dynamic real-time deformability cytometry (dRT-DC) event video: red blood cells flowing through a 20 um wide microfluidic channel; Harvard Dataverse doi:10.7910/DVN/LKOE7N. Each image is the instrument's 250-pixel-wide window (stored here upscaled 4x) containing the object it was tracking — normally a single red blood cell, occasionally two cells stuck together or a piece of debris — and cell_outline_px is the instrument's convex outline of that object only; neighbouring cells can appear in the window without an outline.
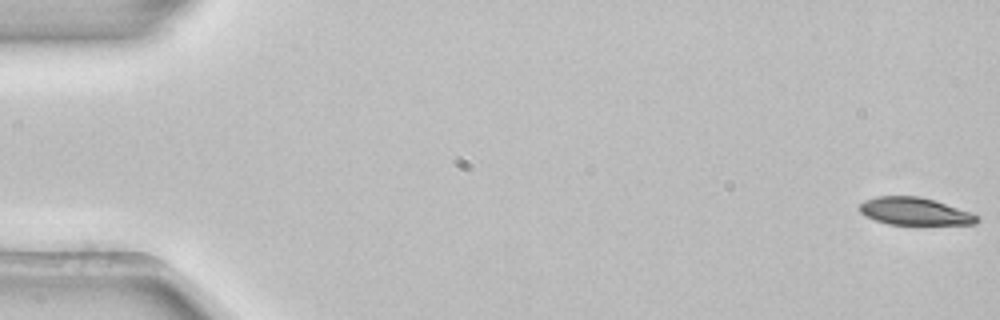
{"species": "common noctule bat (a hibernating species)", "species_latin": "Nyctalus noctula", "temperature_condition": "room temperature", "stored_images_in_passage": 52, "camera_frame_rate_fps": 3000, "um_per_image_px": 0.085, "animal": {"sex": "female", "body_mass_g": 22.7, "forearm_length_mm": 54.2}, "frame": {"image": 1, "passage_image": 1, "time_ms": 0.0, "image_size_px": [1000, 320], "cell_outline_px": [[980, 220], [976, 224], [888, 224], [864, 216], [860, 212], [860, 204], [864, 200], [876, 196], [920, 196], [936, 200], [972, 212], [980, 216]], "centroid_in_image_um": [77.78, 17.95], "position_along_channel_um": 7.2, "area_um2": 19.02}}
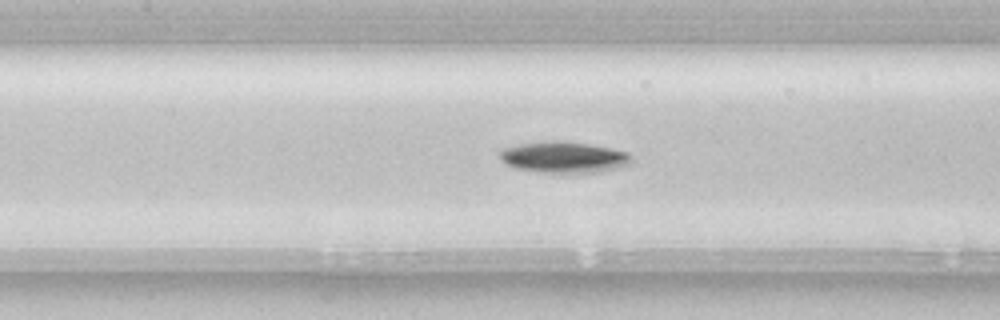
{"frame": {"image": 2, "passage_image": 25, "time_ms": 8.0, "image_size_px": [1000, 320], "cell_outline_px": [[632, 164], [600, 172], [536, 172], [516, 168], [500, 160], [500, 152], [504, 148], [520, 144], [588, 144], [612, 148], [628, 152], [632, 156]], "centroid_in_image_um": [48.0, 13.42], "position_along_channel_um": 159.4, "area_um2": 22.83}}
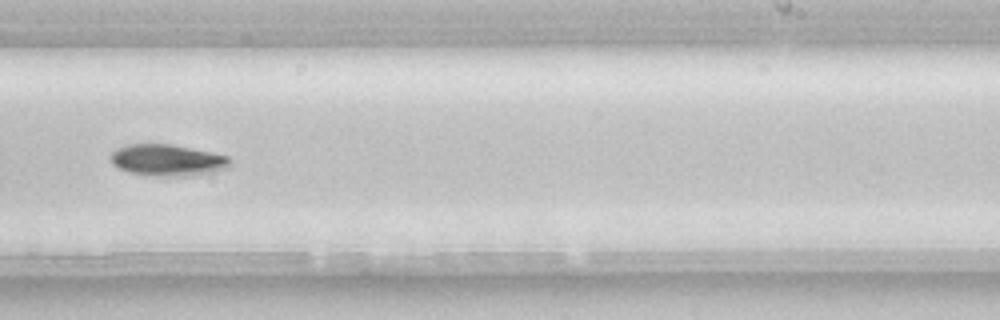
{"frame": {"image": 3, "passage_image": 34, "time_ms": 11.0, "image_size_px": [1000, 320], "cell_outline_px": [[232, 164], [228, 168], [212, 172], [192, 176], [152, 176], [128, 172], [112, 164], [112, 152], [116, 148], [128, 144], [172, 144], [212, 152], [228, 156], [232, 160]], "centroid_in_image_um": [14.27, 13.62], "position_along_channel_um": 274.7, "area_um2": 22.14}, "authors_computed_cell_mechanics": {"area_um2": 21.1548, "velocity_mm_per_s": 3.8567, "shape_relaxation_time_tau1_ms": 2.2441, "shape_relaxation_time_tau2_ms": null, "deformation_change_tau1": 0.1075, "deformation_change_tau2": null}}